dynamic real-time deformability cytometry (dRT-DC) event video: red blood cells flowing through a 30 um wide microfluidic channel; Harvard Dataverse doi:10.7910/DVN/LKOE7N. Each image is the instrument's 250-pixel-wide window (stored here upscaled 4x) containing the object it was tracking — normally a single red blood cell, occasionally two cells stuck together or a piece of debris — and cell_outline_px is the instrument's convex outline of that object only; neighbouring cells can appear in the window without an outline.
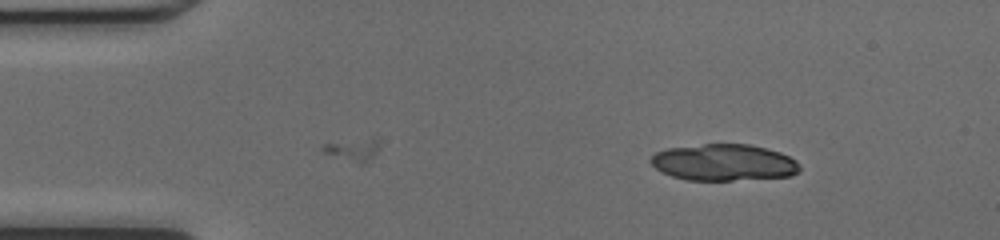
{"species": "common noctule bat (a hibernating species)", "species_latin": "Nyctalus noctula", "temperature_condition": "cold", "stored_images_in_passage": 14, "camera_frame_rate_fps": 3000, "um_per_image_px": 0.085, "animal": {"sex": "female", "body_mass_g": 17.0, "forearm_length_mm": 48.0}, "frame": {"image": 1, "passage_image": 1, "time_ms": 0.0, "image_size_px": [1000, 240], "cell_outline_px": [[800, 172], [792, 176], [732, 180], [688, 180], [672, 176], [656, 168], [652, 164], [652, 156], [656, 152], [668, 148], [704, 144], [748, 144], [768, 148], [780, 152], [796, 160], [800, 164]], "centroid_in_image_um": [61.58, 13.81], "position_along_channel_um": 23.4, "area_um2": 31.67}}
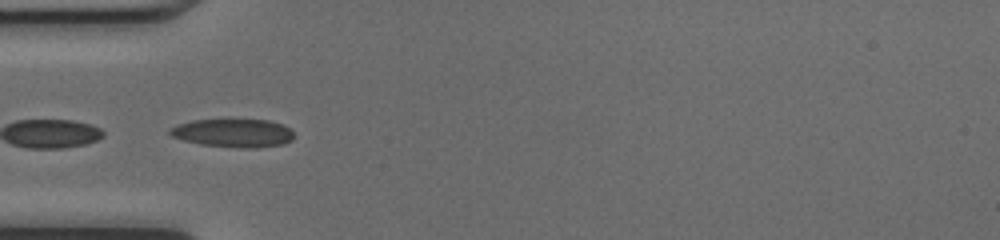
{"frame": {"image": 2, "passage_image": 10, "time_ms": 3.0, "image_size_px": [1000, 240], "cell_outline_px": [[292, 140], [284, 144], [256, 148], [240, 148], [200, 144], [184, 140], [172, 136], [168, 132], [168, 128], [176, 124], [192, 120], [268, 120], [284, 124], [292, 132]], "centroid_in_image_um": [19.8, 11.31], "position_along_channel_um": 65.2, "area_um2": 20.52}}